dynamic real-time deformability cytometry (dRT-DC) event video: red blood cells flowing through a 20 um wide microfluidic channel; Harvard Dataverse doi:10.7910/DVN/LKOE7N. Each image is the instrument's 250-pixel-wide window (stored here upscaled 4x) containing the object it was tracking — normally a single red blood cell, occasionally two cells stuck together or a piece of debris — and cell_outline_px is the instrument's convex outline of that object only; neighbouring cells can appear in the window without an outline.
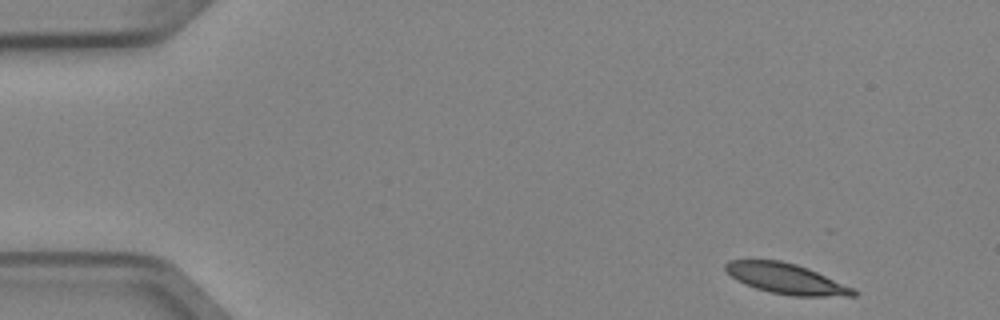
{"species": "Egyptian fruit bat (a non-hibernating species)", "species_latin": "Rousettus aegyptiacus", "temperature_condition": "cold", "stored_images_in_passage": 6, "segment_of_instrument_passage": [2, 2], "camera_frame_rate_fps": 3000, "um_per_image_px": 0.085, "animal": {"sex": "female"}, "frame": {"image": 1, "passage_image": 6, "time_ms": 1.667, "image_size_px": [1000, 320], "cell_outline_px": [[856, 296], [792, 296], [768, 292], [744, 284], [736, 280], [724, 268], [724, 264], [728, 260], [780, 260], [796, 264], [808, 268], [856, 288]], "centroid_in_image_um": [66.84, 23.69], "position_along_channel_um": 18.2, "area_um2": 22.83}}